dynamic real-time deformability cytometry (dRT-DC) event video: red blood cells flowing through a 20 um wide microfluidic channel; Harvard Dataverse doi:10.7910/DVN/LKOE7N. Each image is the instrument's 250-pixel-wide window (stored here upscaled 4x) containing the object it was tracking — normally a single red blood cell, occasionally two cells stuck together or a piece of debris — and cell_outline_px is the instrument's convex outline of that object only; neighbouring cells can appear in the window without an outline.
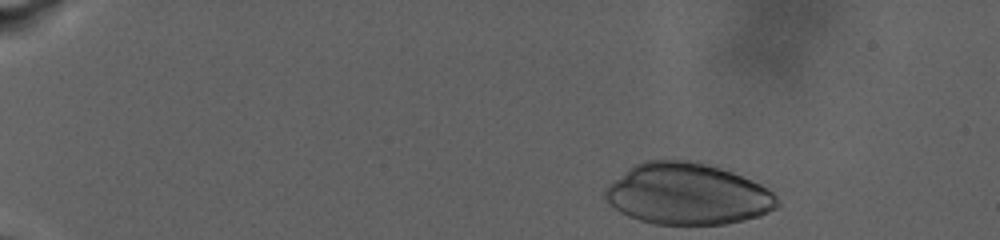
{"species": "human", "species_latin": "Homo sapiens", "temperature_condition": "warm", "stored_images_in_passage": 27, "camera_frame_rate_fps": 3000, "um_per_image_px": 0.085, "donor": {"sex": "male"}, "frame": {"image": 1, "passage_image": 1, "time_ms": 0.0, "image_size_px": [1000, 240], "cell_outline_px": [[780, 204], [776, 208], [760, 216], [744, 220], [724, 224], [652, 224], [628, 216], [620, 212], [604, 196], [604, 192], [608, 184], [628, 168], [644, 160], [696, 160], [732, 172], [752, 180], [768, 188], [776, 196]], "centroid_in_image_um": [58.45, 16.48], "position_along_channel_um": 26.5, "area_um2": 61.67}}
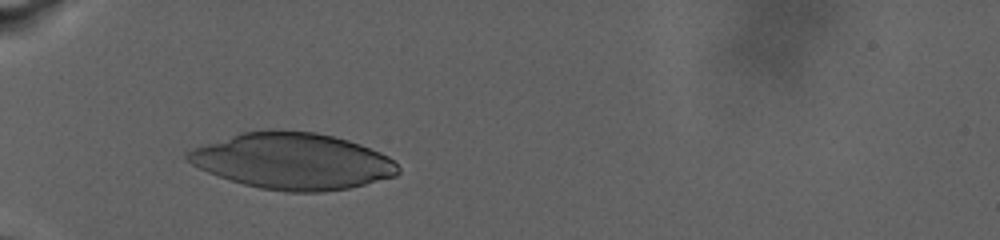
{"frame": {"image": 2, "passage_image": 18, "time_ms": 6.0, "image_size_px": [1000, 240], "cell_outline_px": [[400, 172], [396, 176], [348, 188], [320, 192], [288, 192], [260, 188], [244, 184], [208, 172], [184, 160], [184, 156], [192, 148], [240, 132], [268, 128], [316, 132], [348, 140], [360, 144], [380, 152], [388, 156], [400, 168]], "centroid_in_image_um": [24.86, 13.67], "position_along_channel_um": 60.1, "area_um2": 69.19}}